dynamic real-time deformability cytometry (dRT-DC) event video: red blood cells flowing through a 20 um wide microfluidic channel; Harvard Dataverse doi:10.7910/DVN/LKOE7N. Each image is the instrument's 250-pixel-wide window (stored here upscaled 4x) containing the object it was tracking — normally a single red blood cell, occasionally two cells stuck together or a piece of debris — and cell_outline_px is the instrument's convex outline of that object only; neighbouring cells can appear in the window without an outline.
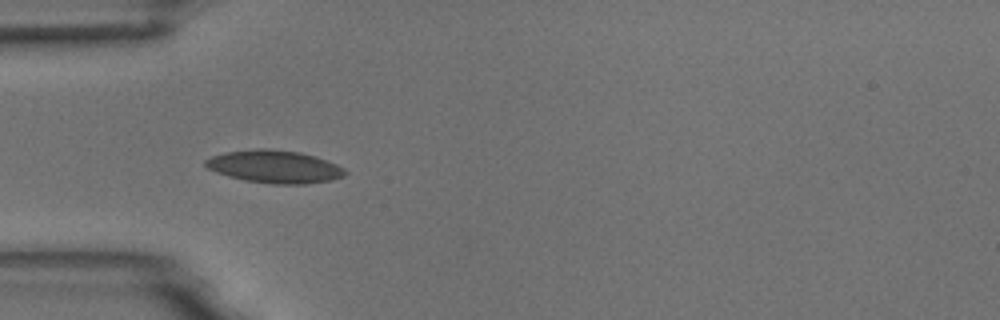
{"species": "common noctule bat (a hibernating species)", "species_latin": "Nyctalus noctula", "temperature_condition": "room temperature", "stored_images_in_passage": 12, "camera_frame_rate_fps": 3000, "um_per_image_px": 0.085, "animal": {"sex": "male", "body_mass_g": 18.8}, "frame": {"image": 1, "passage_image": 6, "time_ms": 1.667, "image_size_px": [1000, 320], "cell_outline_px": [[348, 172], [344, 176], [332, 180], [304, 184], [272, 184], [244, 180], [228, 176], [216, 172], [208, 168], [204, 164], [204, 160], [212, 156], [224, 152], [256, 148], [268, 148], [300, 152], [316, 156], [336, 164], [344, 168]], "centroid_in_image_um": [23.34, 14.16], "position_along_channel_um": 61.7, "area_um2": 26.82}}